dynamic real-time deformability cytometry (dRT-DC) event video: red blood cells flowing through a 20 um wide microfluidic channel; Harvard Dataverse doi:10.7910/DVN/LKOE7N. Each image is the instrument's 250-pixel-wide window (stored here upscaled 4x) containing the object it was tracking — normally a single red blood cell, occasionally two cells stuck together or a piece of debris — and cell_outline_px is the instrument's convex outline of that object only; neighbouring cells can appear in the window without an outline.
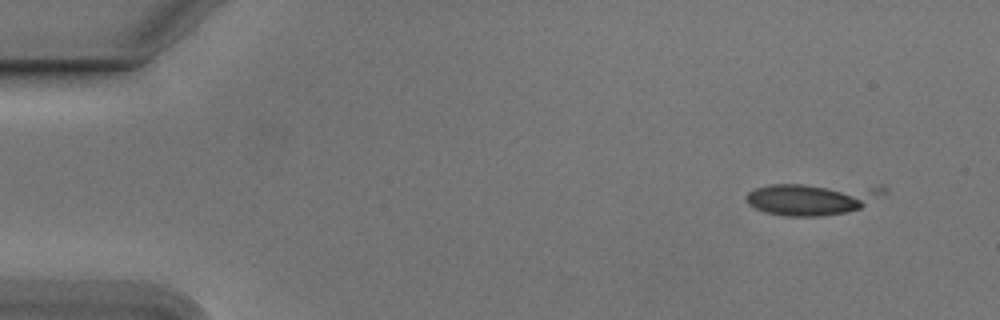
{"species": "Egyptian fruit bat (a non-hibernating species)", "species_latin": "Rousettus aegyptiacus", "temperature_condition": "cold", "stored_images_in_passage": 3, "camera_frame_rate_fps": 3000, "um_per_image_px": 0.085, "animal": {"sex": "male"}, "frame": {"image": 1, "passage_image": 1, "time_ms": 0.0, "image_size_px": [1000, 320], "cell_outline_px": [[888, 192], [860, 208], [844, 212], [820, 216], [784, 216], [764, 212], [748, 204], [748, 192], [756, 188], [768, 184], [880, 184], [888, 188]], "centroid_in_image_um": [69.14, 16.86], "position_along_channel_um": 15.9, "area_um2": 26.24}}